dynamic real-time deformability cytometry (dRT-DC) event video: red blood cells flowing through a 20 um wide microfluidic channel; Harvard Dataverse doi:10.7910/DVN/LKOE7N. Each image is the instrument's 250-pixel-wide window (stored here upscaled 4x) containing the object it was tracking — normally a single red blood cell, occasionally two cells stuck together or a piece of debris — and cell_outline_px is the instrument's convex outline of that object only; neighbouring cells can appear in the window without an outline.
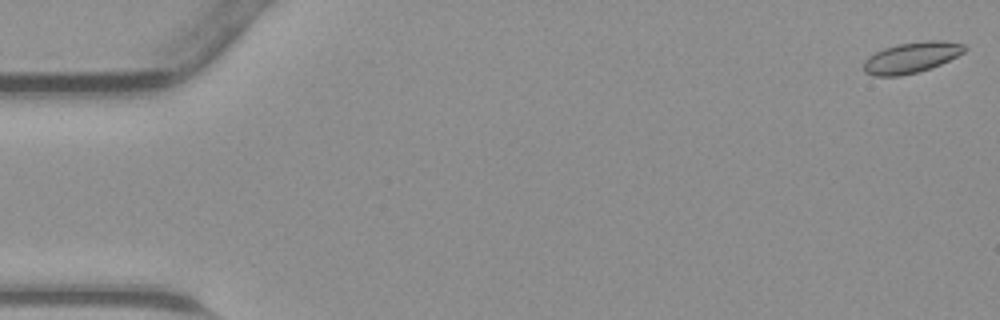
{"species": "common noctule bat (a hibernating species)", "species_latin": "Nyctalus noctula", "temperature_condition": "warm", "stored_images_in_passage": 46, "camera_frame_rate_fps": 3000, "um_per_image_px": 0.085, "animal": {"sex": "male", "body_mass_g": 23.1, "forearm_length_mm": 52.7}, "frame": {"image": 1, "passage_image": 1, "time_ms": 0.0, "image_size_px": [1000, 320], "cell_outline_px": [[968, 48], [964, 52], [940, 64], [916, 72], [900, 76], [872, 76], [864, 72], [864, 60], [868, 56], [884, 48], [896, 44], [924, 40], [944, 40], [964, 44]], "centroid_in_image_um": [77.46, 4.87], "position_along_channel_um": 7.5, "area_um2": 18.15}}
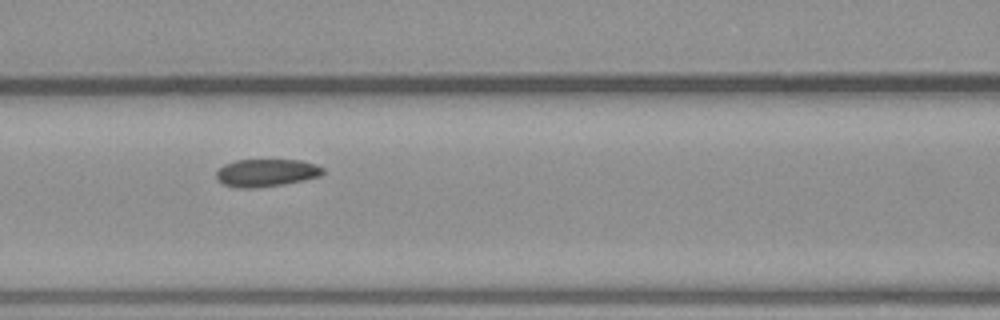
{"frame": {"image": 2, "passage_image": 20, "time_ms": 6.333, "image_size_px": [1000, 320], "cell_outline_px": [[324, 172], [320, 176], [304, 180], [284, 184], [256, 188], [236, 188], [224, 184], [216, 180], [216, 172], [224, 164], [236, 160], [300, 160], [316, 164], [324, 168]], "centroid_in_image_um": [22.63, 14.69], "position_along_channel_um": 144.0, "area_um2": 17.28}}
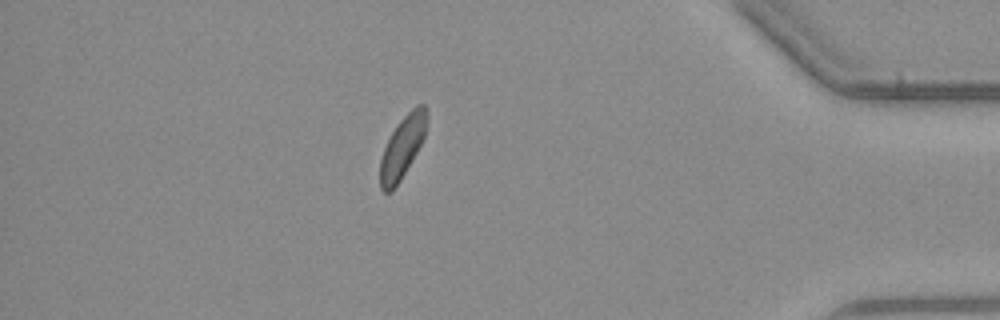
{"frame": {"image": 3, "passage_image": 40, "time_ms": 13.0, "image_size_px": [1000, 320], "cell_outline_px": [[428, 124], [424, 136], [412, 160], [400, 180], [392, 192], [384, 192], [380, 188], [380, 160], [384, 148], [396, 124], [416, 104], [424, 104], [428, 116]], "centroid_in_image_um": [34.21, 12.48], "position_along_channel_um": 401.0, "area_um2": 16.76}}